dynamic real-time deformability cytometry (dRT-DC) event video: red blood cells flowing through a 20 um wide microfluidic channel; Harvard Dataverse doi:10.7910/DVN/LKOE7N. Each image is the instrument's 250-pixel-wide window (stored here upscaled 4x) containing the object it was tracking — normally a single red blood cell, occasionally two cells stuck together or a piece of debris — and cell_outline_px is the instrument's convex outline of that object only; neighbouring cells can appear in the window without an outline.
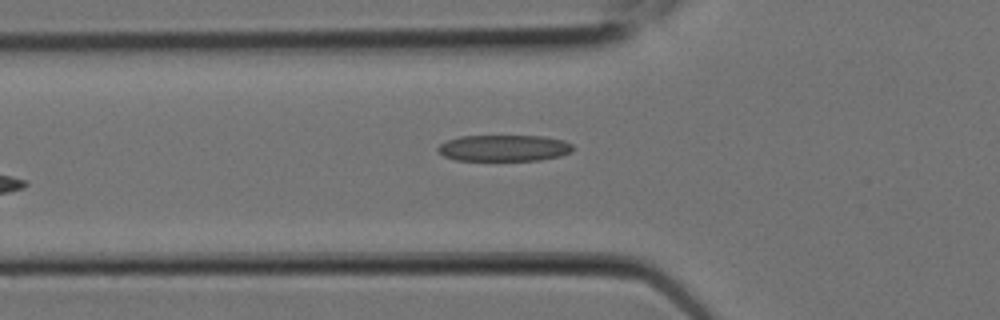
{"species": "Egyptian fruit bat (a non-hibernating species)", "species_latin": "Rousettus aegyptiacus", "temperature_condition": "room temperature", "stored_images_in_passage": 6, "camera_frame_rate_fps": 3000, "um_per_image_px": 0.085, "animal": {"sex": "female"}, "frame": {"image": 1, "passage_image": 6, "time_ms": 1.667, "image_size_px": [1000, 320], "cell_outline_px": [[572, 152], [560, 156], [540, 160], [456, 160], [444, 156], [436, 148], [440, 144], [448, 140], [460, 136], [544, 136], [564, 140], [572, 144]], "centroid_in_image_um": [42.86, 12.58], "position_along_channel_um": 82.9, "area_um2": 20.69}}